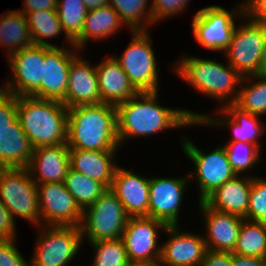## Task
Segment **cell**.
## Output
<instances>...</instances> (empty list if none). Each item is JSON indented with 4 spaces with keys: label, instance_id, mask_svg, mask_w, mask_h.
<instances>
[{
    "label": "cell",
    "instance_id": "8d00e7d4",
    "mask_svg": "<svg viewBox=\"0 0 266 266\" xmlns=\"http://www.w3.org/2000/svg\"><path fill=\"white\" fill-rule=\"evenodd\" d=\"M244 219L266 223V179L263 177H252L249 206Z\"/></svg>",
    "mask_w": 266,
    "mask_h": 266
},
{
    "label": "cell",
    "instance_id": "d590c367",
    "mask_svg": "<svg viewBox=\"0 0 266 266\" xmlns=\"http://www.w3.org/2000/svg\"><path fill=\"white\" fill-rule=\"evenodd\" d=\"M90 245L95 250L91 266H126L129 262L122 239L102 240Z\"/></svg>",
    "mask_w": 266,
    "mask_h": 266
},
{
    "label": "cell",
    "instance_id": "484cf974",
    "mask_svg": "<svg viewBox=\"0 0 266 266\" xmlns=\"http://www.w3.org/2000/svg\"><path fill=\"white\" fill-rule=\"evenodd\" d=\"M33 152L18 117L0 132V169L27 168Z\"/></svg>",
    "mask_w": 266,
    "mask_h": 266
},
{
    "label": "cell",
    "instance_id": "7a4b0ae2",
    "mask_svg": "<svg viewBox=\"0 0 266 266\" xmlns=\"http://www.w3.org/2000/svg\"><path fill=\"white\" fill-rule=\"evenodd\" d=\"M69 149L118 151L116 106L108 103L68 108Z\"/></svg>",
    "mask_w": 266,
    "mask_h": 266
},
{
    "label": "cell",
    "instance_id": "ba28073f",
    "mask_svg": "<svg viewBox=\"0 0 266 266\" xmlns=\"http://www.w3.org/2000/svg\"><path fill=\"white\" fill-rule=\"evenodd\" d=\"M132 40L121 56L114 58L138 92H157L158 70L151 36L147 31H131Z\"/></svg>",
    "mask_w": 266,
    "mask_h": 266
},
{
    "label": "cell",
    "instance_id": "d4e9b609",
    "mask_svg": "<svg viewBox=\"0 0 266 266\" xmlns=\"http://www.w3.org/2000/svg\"><path fill=\"white\" fill-rule=\"evenodd\" d=\"M116 151L69 149L70 169L103 183L110 189L118 165Z\"/></svg>",
    "mask_w": 266,
    "mask_h": 266
},
{
    "label": "cell",
    "instance_id": "3957f363",
    "mask_svg": "<svg viewBox=\"0 0 266 266\" xmlns=\"http://www.w3.org/2000/svg\"><path fill=\"white\" fill-rule=\"evenodd\" d=\"M17 117L34 149L66 144L68 108L61 101L19 96Z\"/></svg>",
    "mask_w": 266,
    "mask_h": 266
},
{
    "label": "cell",
    "instance_id": "ac0fdd59",
    "mask_svg": "<svg viewBox=\"0 0 266 266\" xmlns=\"http://www.w3.org/2000/svg\"><path fill=\"white\" fill-rule=\"evenodd\" d=\"M198 202L199 209L204 218L203 224H205L207 230L206 236H203L207 250L213 252H233L244 218L235 214L216 211L207 206L203 201Z\"/></svg>",
    "mask_w": 266,
    "mask_h": 266
},
{
    "label": "cell",
    "instance_id": "7402d4cb",
    "mask_svg": "<svg viewBox=\"0 0 266 266\" xmlns=\"http://www.w3.org/2000/svg\"><path fill=\"white\" fill-rule=\"evenodd\" d=\"M27 169L36 184L64 182L70 169L68 145L35 148Z\"/></svg>",
    "mask_w": 266,
    "mask_h": 266
},
{
    "label": "cell",
    "instance_id": "52a82bcc",
    "mask_svg": "<svg viewBox=\"0 0 266 266\" xmlns=\"http://www.w3.org/2000/svg\"><path fill=\"white\" fill-rule=\"evenodd\" d=\"M38 226L37 245L29 266H67L82 244L80 227L71 225Z\"/></svg>",
    "mask_w": 266,
    "mask_h": 266
},
{
    "label": "cell",
    "instance_id": "83f0119b",
    "mask_svg": "<svg viewBox=\"0 0 266 266\" xmlns=\"http://www.w3.org/2000/svg\"><path fill=\"white\" fill-rule=\"evenodd\" d=\"M33 45L26 16L19 10L0 16V46L9 57L12 53Z\"/></svg>",
    "mask_w": 266,
    "mask_h": 266
},
{
    "label": "cell",
    "instance_id": "9c48e42d",
    "mask_svg": "<svg viewBox=\"0 0 266 266\" xmlns=\"http://www.w3.org/2000/svg\"><path fill=\"white\" fill-rule=\"evenodd\" d=\"M247 22L236 26L232 40L224 52L227 61L242 77L259 75L266 43V27L244 16Z\"/></svg>",
    "mask_w": 266,
    "mask_h": 266
},
{
    "label": "cell",
    "instance_id": "44dd1931",
    "mask_svg": "<svg viewBox=\"0 0 266 266\" xmlns=\"http://www.w3.org/2000/svg\"><path fill=\"white\" fill-rule=\"evenodd\" d=\"M220 107V111L218 110L216 114L217 116L219 115L218 118L203 113V118L197 122V124L199 126L201 124H206V126L215 125V127L225 126V128L226 126H229L234 133H232L233 137L231 138V141L228 142L241 141L245 143H253L260 148L257 140L264 132L263 122H260L258 118L260 116L250 114L249 112L240 109L234 103Z\"/></svg>",
    "mask_w": 266,
    "mask_h": 266
},
{
    "label": "cell",
    "instance_id": "1f68e13d",
    "mask_svg": "<svg viewBox=\"0 0 266 266\" xmlns=\"http://www.w3.org/2000/svg\"><path fill=\"white\" fill-rule=\"evenodd\" d=\"M109 5L119 14L124 26L132 31H147L153 24L149 0H109Z\"/></svg>",
    "mask_w": 266,
    "mask_h": 266
},
{
    "label": "cell",
    "instance_id": "7c38bea8",
    "mask_svg": "<svg viewBox=\"0 0 266 266\" xmlns=\"http://www.w3.org/2000/svg\"><path fill=\"white\" fill-rule=\"evenodd\" d=\"M167 226L148 216L129 217L121 239L124 243L129 262H148L158 264L161 243L158 245L159 229Z\"/></svg>",
    "mask_w": 266,
    "mask_h": 266
},
{
    "label": "cell",
    "instance_id": "7dc6e473",
    "mask_svg": "<svg viewBox=\"0 0 266 266\" xmlns=\"http://www.w3.org/2000/svg\"><path fill=\"white\" fill-rule=\"evenodd\" d=\"M259 75L266 77V43L264 46V51H263L262 60L260 64Z\"/></svg>",
    "mask_w": 266,
    "mask_h": 266
},
{
    "label": "cell",
    "instance_id": "c3c4849f",
    "mask_svg": "<svg viewBox=\"0 0 266 266\" xmlns=\"http://www.w3.org/2000/svg\"><path fill=\"white\" fill-rule=\"evenodd\" d=\"M126 266H157V264H151L148 262H128Z\"/></svg>",
    "mask_w": 266,
    "mask_h": 266
},
{
    "label": "cell",
    "instance_id": "b9f144b4",
    "mask_svg": "<svg viewBox=\"0 0 266 266\" xmlns=\"http://www.w3.org/2000/svg\"><path fill=\"white\" fill-rule=\"evenodd\" d=\"M245 15L266 27V0H245Z\"/></svg>",
    "mask_w": 266,
    "mask_h": 266
},
{
    "label": "cell",
    "instance_id": "ab89813d",
    "mask_svg": "<svg viewBox=\"0 0 266 266\" xmlns=\"http://www.w3.org/2000/svg\"><path fill=\"white\" fill-rule=\"evenodd\" d=\"M14 243L15 239L0 240V266H29Z\"/></svg>",
    "mask_w": 266,
    "mask_h": 266
},
{
    "label": "cell",
    "instance_id": "f546056e",
    "mask_svg": "<svg viewBox=\"0 0 266 266\" xmlns=\"http://www.w3.org/2000/svg\"><path fill=\"white\" fill-rule=\"evenodd\" d=\"M64 184L83 211L91 206L108 188L101 182L69 169Z\"/></svg>",
    "mask_w": 266,
    "mask_h": 266
},
{
    "label": "cell",
    "instance_id": "e0dca14e",
    "mask_svg": "<svg viewBox=\"0 0 266 266\" xmlns=\"http://www.w3.org/2000/svg\"><path fill=\"white\" fill-rule=\"evenodd\" d=\"M179 225L167 226L163 231L170 238L161 244L157 265L200 266L207 251L204 237L199 234L179 231Z\"/></svg>",
    "mask_w": 266,
    "mask_h": 266
},
{
    "label": "cell",
    "instance_id": "bcb514c9",
    "mask_svg": "<svg viewBox=\"0 0 266 266\" xmlns=\"http://www.w3.org/2000/svg\"><path fill=\"white\" fill-rule=\"evenodd\" d=\"M87 10L96 9L109 5V0H83Z\"/></svg>",
    "mask_w": 266,
    "mask_h": 266
},
{
    "label": "cell",
    "instance_id": "e575fe53",
    "mask_svg": "<svg viewBox=\"0 0 266 266\" xmlns=\"http://www.w3.org/2000/svg\"><path fill=\"white\" fill-rule=\"evenodd\" d=\"M230 165L237 175H241L244 171L248 172L251 168L258 165L260 159V148L253 143H245L241 141L229 142L223 145Z\"/></svg>",
    "mask_w": 266,
    "mask_h": 266
},
{
    "label": "cell",
    "instance_id": "60d3db41",
    "mask_svg": "<svg viewBox=\"0 0 266 266\" xmlns=\"http://www.w3.org/2000/svg\"><path fill=\"white\" fill-rule=\"evenodd\" d=\"M16 221L0 201V240L15 239Z\"/></svg>",
    "mask_w": 266,
    "mask_h": 266
},
{
    "label": "cell",
    "instance_id": "30bf717a",
    "mask_svg": "<svg viewBox=\"0 0 266 266\" xmlns=\"http://www.w3.org/2000/svg\"><path fill=\"white\" fill-rule=\"evenodd\" d=\"M237 7L239 8H234L233 12L219 5L199 9L191 24L193 36L198 43L208 50L225 52L236 28V17L245 16L244 3Z\"/></svg>",
    "mask_w": 266,
    "mask_h": 266
},
{
    "label": "cell",
    "instance_id": "9a60e30c",
    "mask_svg": "<svg viewBox=\"0 0 266 266\" xmlns=\"http://www.w3.org/2000/svg\"><path fill=\"white\" fill-rule=\"evenodd\" d=\"M188 181L187 174L182 178H150L148 217L162 221L166 226L178 225L179 208Z\"/></svg>",
    "mask_w": 266,
    "mask_h": 266
},
{
    "label": "cell",
    "instance_id": "74e56055",
    "mask_svg": "<svg viewBox=\"0 0 266 266\" xmlns=\"http://www.w3.org/2000/svg\"><path fill=\"white\" fill-rule=\"evenodd\" d=\"M189 0H153L152 8V23H158L161 19L175 16L188 6ZM158 21V22H157Z\"/></svg>",
    "mask_w": 266,
    "mask_h": 266
},
{
    "label": "cell",
    "instance_id": "f35d334b",
    "mask_svg": "<svg viewBox=\"0 0 266 266\" xmlns=\"http://www.w3.org/2000/svg\"><path fill=\"white\" fill-rule=\"evenodd\" d=\"M17 118V97L0 89V132Z\"/></svg>",
    "mask_w": 266,
    "mask_h": 266
},
{
    "label": "cell",
    "instance_id": "d6a6232c",
    "mask_svg": "<svg viewBox=\"0 0 266 266\" xmlns=\"http://www.w3.org/2000/svg\"><path fill=\"white\" fill-rule=\"evenodd\" d=\"M27 23L30 29V35L35 45L58 47L52 45L45 39L56 38L62 32L64 33L58 18L57 11L38 10L26 15Z\"/></svg>",
    "mask_w": 266,
    "mask_h": 266
},
{
    "label": "cell",
    "instance_id": "6da1fadb",
    "mask_svg": "<svg viewBox=\"0 0 266 266\" xmlns=\"http://www.w3.org/2000/svg\"><path fill=\"white\" fill-rule=\"evenodd\" d=\"M119 144L131 137L150 136L165 129L197 124L203 114L187 109L162 107L157 92H139L134 97L116 105Z\"/></svg>",
    "mask_w": 266,
    "mask_h": 266
},
{
    "label": "cell",
    "instance_id": "5b68a950",
    "mask_svg": "<svg viewBox=\"0 0 266 266\" xmlns=\"http://www.w3.org/2000/svg\"><path fill=\"white\" fill-rule=\"evenodd\" d=\"M129 216L118 197L107 189L91 206L82 212V240L89 244L102 240L120 239Z\"/></svg>",
    "mask_w": 266,
    "mask_h": 266
},
{
    "label": "cell",
    "instance_id": "f1b7e54d",
    "mask_svg": "<svg viewBox=\"0 0 266 266\" xmlns=\"http://www.w3.org/2000/svg\"><path fill=\"white\" fill-rule=\"evenodd\" d=\"M232 253L266 258V223L244 219L239 229L238 239Z\"/></svg>",
    "mask_w": 266,
    "mask_h": 266
},
{
    "label": "cell",
    "instance_id": "5bb4252c",
    "mask_svg": "<svg viewBox=\"0 0 266 266\" xmlns=\"http://www.w3.org/2000/svg\"><path fill=\"white\" fill-rule=\"evenodd\" d=\"M40 225H71L79 227L82 210L66 189L64 182L37 184Z\"/></svg>",
    "mask_w": 266,
    "mask_h": 266
},
{
    "label": "cell",
    "instance_id": "277c9868",
    "mask_svg": "<svg viewBox=\"0 0 266 266\" xmlns=\"http://www.w3.org/2000/svg\"><path fill=\"white\" fill-rule=\"evenodd\" d=\"M181 58L173 70L185 82L201 94L217 99L223 107L235 103L243 77L228 62L224 66L216 58L215 61L186 55Z\"/></svg>",
    "mask_w": 266,
    "mask_h": 266
},
{
    "label": "cell",
    "instance_id": "ffe728a7",
    "mask_svg": "<svg viewBox=\"0 0 266 266\" xmlns=\"http://www.w3.org/2000/svg\"><path fill=\"white\" fill-rule=\"evenodd\" d=\"M80 56L77 55L69 66L65 96V106L67 108L102 103L96 66H90L89 62Z\"/></svg>",
    "mask_w": 266,
    "mask_h": 266
},
{
    "label": "cell",
    "instance_id": "d6986e66",
    "mask_svg": "<svg viewBox=\"0 0 266 266\" xmlns=\"http://www.w3.org/2000/svg\"><path fill=\"white\" fill-rule=\"evenodd\" d=\"M150 178L117 166L110 190L129 217L148 216Z\"/></svg>",
    "mask_w": 266,
    "mask_h": 266
},
{
    "label": "cell",
    "instance_id": "603a6c76",
    "mask_svg": "<svg viewBox=\"0 0 266 266\" xmlns=\"http://www.w3.org/2000/svg\"><path fill=\"white\" fill-rule=\"evenodd\" d=\"M252 176L239 177L226 181L209 194L203 202L210 208L245 218L249 206Z\"/></svg>",
    "mask_w": 266,
    "mask_h": 266
},
{
    "label": "cell",
    "instance_id": "4fadbf2b",
    "mask_svg": "<svg viewBox=\"0 0 266 266\" xmlns=\"http://www.w3.org/2000/svg\"><path fill=\"white\" fill-rule=\"evenodd\" d=\"M7 62L13 70V78L0 89L16 97L32 96L41 83L44 46L33 44L23 48L7 57Z\"/></svg>",
    "mask_w": 266,
    "mask_h": 266
},
{
    "label": "cell",
    "instance_id": "7bdbcfd3",
    "mask_svg": "<svg viewBox=\"0 0 266 266\" xmlns=\"http://www.w3.org/2000/svg\"><path fill=\"white\" fill-rule=\"evenodd\" d=\"M200 266H232V252L207 250Z\"/></svg>",
    "mask_w": 266,
    "mask_h": 266
},
{
    "label": "cell",
    "instance_id": "4316f807",
    "mask_svg": "<svg viewBox=\"0 0 266 266\" xmlns=\"http://www.w3.org/2000/svg\"><path fill=\"white\" fill-rule=\"evenodd\" d=\"M122 24L119 14L111 5L88 10L81 34L73 44L78 50L85 49L89 40L106 39L117 33Z\"/></svg>",
    "mask_w": 266,
    "mask_h": 266
},
{
    "label": "cell",
    "instance_id": "4dcf8cb0",
    "mask_svg": "<svg viewBox=\"0 0 266 266\" xmlns=\"http://www.w3.org/2000/svg\"><path fill=\"white\" fill-rule=\"evenodd\" d=\"M254 79L257 81L252 83L251 80ZM240 86L234 104L253 115L266 114V77L261 75L243 77Z\"/></svg>",
    "mask_w": 266,
    "mask_h": 266
},
{
    "label": "cell",
    "instance_id": "8992f818",
    "mask_svg": "<svg viewBox=\"0 0 266 266\" xmlns=\"http://www.w3.org/2000/svg\"><path fill=\"white\" fill-rule=\"evenodd\" d=\"M0 201L14 220L20 217L40 225L37 184L27 168L0 169Z\"/></svg>",
    "mask_w": 266,
    "mask_h": 266
},
{
    "label": "cell",
    "instance_id": "836d02e7",
    "mask_svg": "<svg viewBox=\"0 0 266 266\" xmlns=\"http://www.w3.org/2000/svg\"><path fill=\"white\" fill-rule=\"evenodd\" d=\"M56 11L64 36L73 48V42L81 34L88 10L83 0H58Z\"/></svg>",
    "mask_w": 266,
    "mask_h": 266
},
{
    "label": "cell",
    "instance_id": "2e32d148",
    "mask_svg": "<svg viewBox=\"0 0 266 266\" xmlns=\"http://www.w3.org/2000/svg\"><path fill=\"white\" fill-rule=\"evenodd\" d=\"M77 52L79 50L75 46L74 51L65 47L44 46L41 83L39 89L32 96L61 101L65 105L69 66L78 55Z\"/></svg>",
    "mask_w": 266,
    "mask_h": 266
},
{
    "label": "cell",
    "instance_id": "8fae6325",
    "mask_svg": "<svg viewBox=\"0 0 266 266\" xmlns=\"http://www.w3.org/2000/svg\"><path fill=\"white\" fill-rule=\"evenodd\" d=\"M183 140L181 144L183 151L195 165V171L190 173L191 175L189 174V178H193V174H195L199 187V201H203L217 187L237 176L230 165L223 145L210 153H205L203 150L198 149L190 141L191 139L184 138Z\"/></svg>",
    "mask_w": 266,
    "mask_h": 266
},
{
    "label": "cell",
    "instance_id": "cb8c5ba5",
    "mask_svg": "<svg viewBox=\"0 0 266 266\" xmlns=\"http://www.w3.org/2000/svg\"><path fill=\"white\" fill-rule=\"evenodd\" d=\"M96 73L102 103L116 106L139 93L113 55L96 66Z\"/></svg>",
    "mask_w": 266,
    "mask_h": 266
},
{
    "label": "cell",
    "instance_id": "f6af8a7d",
    "mask_svg": "<svg viewBox=\"0 0 266 266\" xmlns=\"http://www.w3.org/2000/svg\"><path fill=\"white\" fill-rule=\"evenodd\" d=\"M266 258L249 257L232 253V266H265Z\"/></svg>",
    "mask_w": 266,
    "mask_h": 266
},
{
    "label": "cell",
    "instance_id": "ee69618b",
    "mask_svg": "<svg viewBox=\"0 0 266 266\" xmlns=\"http://www.w3.org/2000/svg\"><path fill=\"white\" fill-rule=\"evenodd\" d=\"M58 0H24L23 9L20 10L24 15L38 10L56 11Z\"/></svg>",
    "mask_w": 266,
    "mask_h": 266
}]
</instances>
